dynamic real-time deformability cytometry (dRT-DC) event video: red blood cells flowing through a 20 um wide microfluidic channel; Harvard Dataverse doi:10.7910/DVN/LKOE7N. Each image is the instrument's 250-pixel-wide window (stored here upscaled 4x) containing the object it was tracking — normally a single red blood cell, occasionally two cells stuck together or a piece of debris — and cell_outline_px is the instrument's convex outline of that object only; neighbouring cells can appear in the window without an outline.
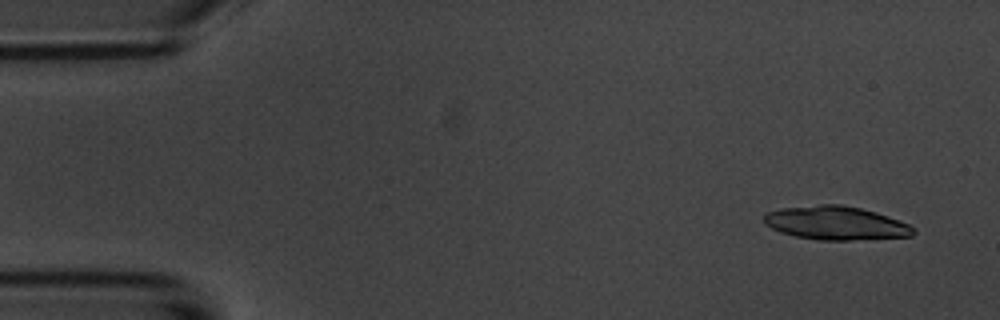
{"species": "common noctule bat (a hibernating species)", "species_latin": "Nyctalus noctula", "temperature_condition": "room temperature", "stored_images_in_passage": 6, "camera_frame_rate_fps": 3000, "um_per_image_px": 0.085, "animal": {"sex": "male", "body_mass_g": 20.1, "forearm_length_mm": 53.5}, "frame": {"image": 1, "passage_image": 1, "time_ms": 0.0, "image_size_px": [1000, 320], "cell_outline_px": [[916, 232], [912, 236], [848, 240], [820, 240], [796, 236], [780, 232], [764, 224], [764, 212], [784, 208], [820, 204], [840, 204], [860, 208], [876, 212], [888, 216], [908, 224], [916, 228]], "centroid_in_image_um": [71.04, 18.95], "position_along_channel_um": 14.0, "area_um2": 29.19}}
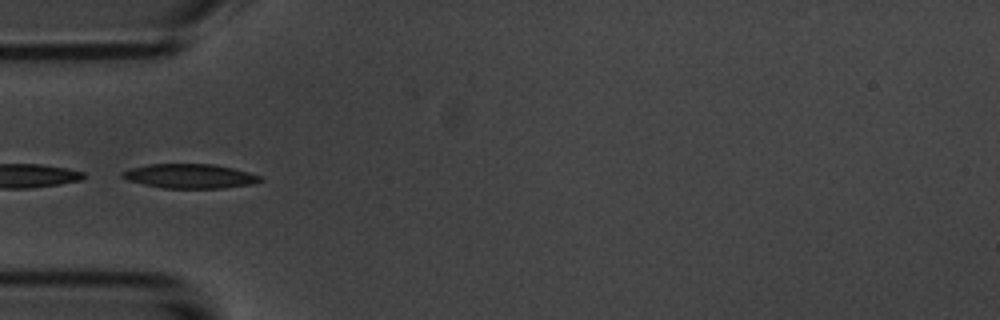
{"frame": {"image": 2, "passage_image": 5, "time_ms": 4.667, "image_size_px": [1000, 320], "cell_outline_px": [[264, 180], [252, 184], [224, 188], [164, 188], [144, 184], [128, 180], [120, 176], [120, 172], [128, 168], [148, 164], [212, 164], [232, 168], [248, 172], [260, 176]], "centroid_in_image_um": [16.1, 14.97], "position_along_channel_um": 68.9, "area_um2": 19.59}}